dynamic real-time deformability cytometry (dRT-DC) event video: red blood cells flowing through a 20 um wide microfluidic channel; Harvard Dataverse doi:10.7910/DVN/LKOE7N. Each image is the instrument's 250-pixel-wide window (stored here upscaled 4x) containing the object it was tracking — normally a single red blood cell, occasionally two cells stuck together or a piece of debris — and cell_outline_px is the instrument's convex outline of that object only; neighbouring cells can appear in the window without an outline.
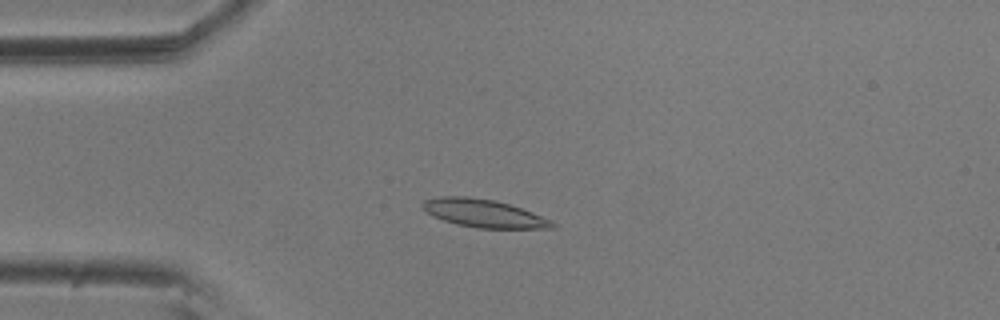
{"species": "common noctule bat (a hibernating species)", "species_latin": "Nyctalus noctula", "temperature_condition": "room temperature", "stored_images_in_passage": 56, "camera_frame_rate_fps": 3000, "um_per_image_px": 0.085, "animal": {"sex": "male", "body_mass_g": 20.5, "forearm_length_mm": 52.5}, "frame": {"image": 1, "passage_image": 14, "time_ms": 4.333, "image_size_px": [1000, 320], "cell_outline_px": [[556, 228], [480, 228], [456, 224], [432, 216], [420, 204], [424, 200], [440, 196], [468, 196], [492, 200], [508, 204], [532, 212], [552, 220], [556, 224]], "centroid_in_image_um": [41.12, 18.13], "position_along_channel_um": 43.9, "area_um2": 20.98}}
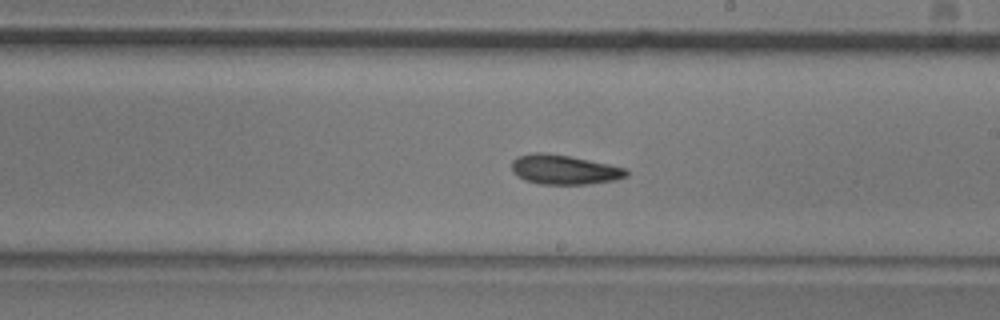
{"frame": {"image": 2, "passage_image": 32, "time_ms": 10.333, "image_size_px": [1000, 320], "cell_outline_px": [[628, 176], [616, 180], [588, 184], [540, 184], [524, 180], [516, 176], [512, 172], [512, 160], [516, 156], [532, 152], [540, 152], [568, 156], [628, 168]], "centroid_in_image_um": [47.93, 14.42], "position_along_channel_um": 241.1, "area_um2": 19.88}}
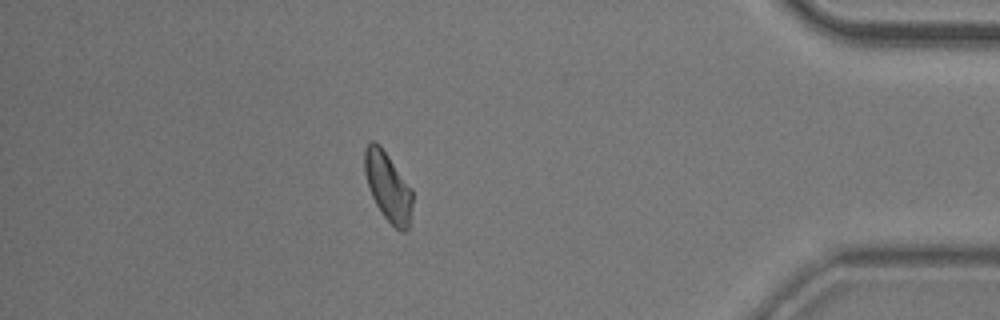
{"frame": {"image": 3, "passage_image": 49, "time_ms": 16.0, "image_size_px": [1000, 320], "cell_outline_px": [[412, 204], [408, 228], [404, 232], [400, 232], [384, 216], [376, 204], [372, 196], [364, 172], [364, 148], [372, 140], [380, 144], [412, 188]], "centroid_in_image_um": [32.97, 15.84], "position_along_channel_um": 402.2, "area_um2": 19.13}, "authors_computed_cell_mechanics": {"area_um2": 19.7676, "velocity_mm_per_s": 3.5971, "shape_relaxation_time_tau1_ms": 7.8879, "shape_relaxation_time_tau2_ms": 2.8628, "deformation_change_tau1": 0.18, "deformation_change_tau2": 0.0868}}